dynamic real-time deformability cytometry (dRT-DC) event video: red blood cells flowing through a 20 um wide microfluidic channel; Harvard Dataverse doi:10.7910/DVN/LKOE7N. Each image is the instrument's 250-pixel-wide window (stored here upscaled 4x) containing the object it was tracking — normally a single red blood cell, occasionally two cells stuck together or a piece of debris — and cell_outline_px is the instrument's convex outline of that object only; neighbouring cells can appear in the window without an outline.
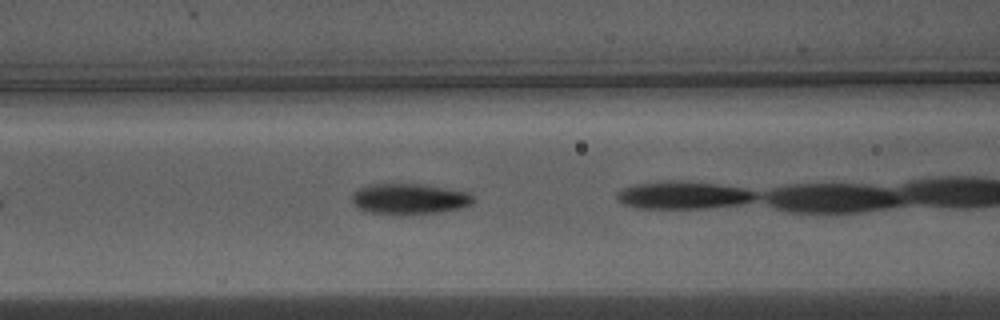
{"species": "Egyptian fruit bat (a non-hibernating species)", "species_latin": "Rousettus aegyptiacus", "temperature_condition": "warm", "stored_images_in_passage": 19, "camera_frame_rate_fps": 3000, "um_per_image_px": 0.085, "animal": {"sex": "male"}, "frame": {"image": 1, "passage_image": 11, "time_ms": 3.333, "image_size_px": [1000, 320], "cell_outline_px": [[476, 200], [472, 204], [460, 208], [440, 212], [400, 216], [368, 212], [352, 204], [352, 192], [368, 184], [416, 184], [468, 192], [476, 196]], "centroid_in_image_um": [34.79, 16.93], "position_along_channel_um": 131.8, "area_um2": 22.02}}